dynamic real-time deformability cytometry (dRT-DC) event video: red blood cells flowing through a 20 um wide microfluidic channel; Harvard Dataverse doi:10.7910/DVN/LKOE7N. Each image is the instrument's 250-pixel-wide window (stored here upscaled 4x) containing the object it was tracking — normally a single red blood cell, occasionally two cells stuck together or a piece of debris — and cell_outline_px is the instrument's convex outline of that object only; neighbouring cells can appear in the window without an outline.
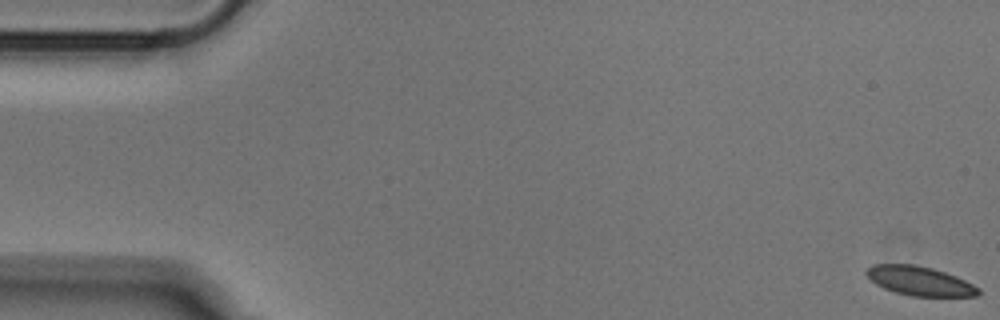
{"species": "Egyptian fruit bat (a non-hibernating species)", "species_latin": "Rousettus aegyptiacus", "temperature_condition": "cold", "stored_images_in_passage": 54, "camera_frame_rate_fps": 3000, "um_per_image_px": 0.085, "animal": {"sex": "male"}, "frame": {"image": 1, "passage_image": 1, "time_ms": 0.0, "image_size_px": [1000, 320], "cell_outline_px": [[980, 292], [976, 296], [912, 296], [896, 292], [884, 288], [876, 284], [864, 272], [872, 264], [912, 264], [932, 268], [956, 276], [980, 288]], "centroid_in_image_um": [78.17, 23.88], "position_along_channel_um": 6.8, "area_um2": 18.84}}
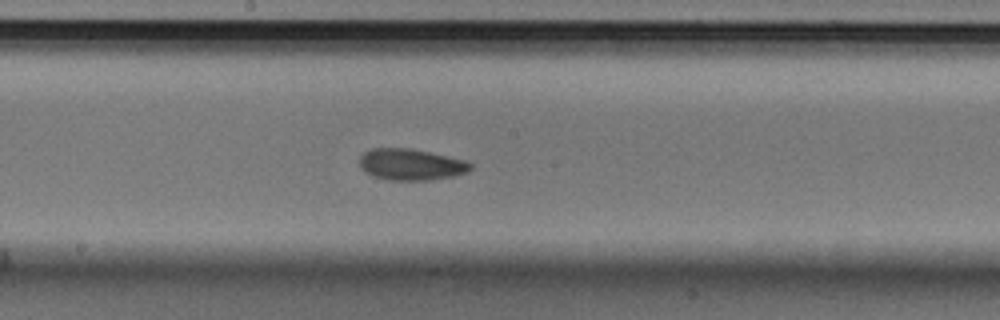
{"frame": {"image": 2, "passage_image": 28, "time_ms": 9.0, "image_size_px": [1000, 320], "cell_outline_px": [[472, 168], [468, 172], [452, 176], [428, 180], [388, 180], [372, 176], [364, 172], [360, 168], [360, 156], [364, 152], [372, 148], [412, 148], [464, 160], [472, 164]], "centroid_in_image_um": [34.89, 13.98], "position_along_channel_um": 213.3, "area_um2": 20.35}}
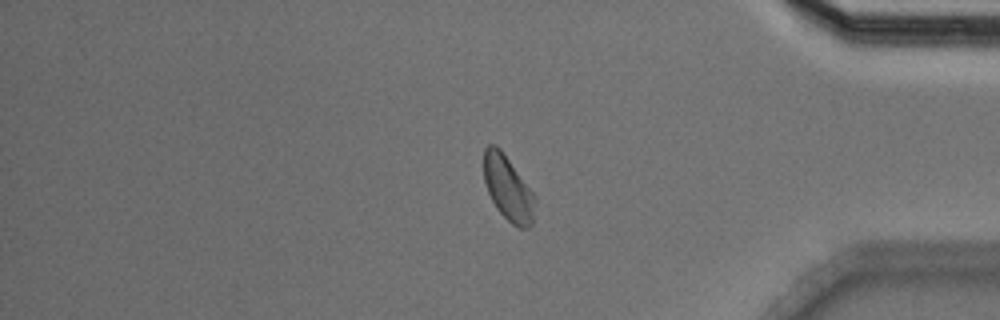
{"frame": {"image": 3, "passage_image": 44, "time_ms": 14.333, "image_size_px": [1000, 320], "cell_outline_px": [[536, 204], [532, 224], [528, 228], [520, 228], [512, 224], [496, 208], [488, 192], [484, 180], [484, 148], [488, 144], [496, 144], [500, 148], [536, 196]], "centroid_in_image_um": [43.19, 16.0], "position_along_channel_um": 392.0, "area_um2": 19.36}}